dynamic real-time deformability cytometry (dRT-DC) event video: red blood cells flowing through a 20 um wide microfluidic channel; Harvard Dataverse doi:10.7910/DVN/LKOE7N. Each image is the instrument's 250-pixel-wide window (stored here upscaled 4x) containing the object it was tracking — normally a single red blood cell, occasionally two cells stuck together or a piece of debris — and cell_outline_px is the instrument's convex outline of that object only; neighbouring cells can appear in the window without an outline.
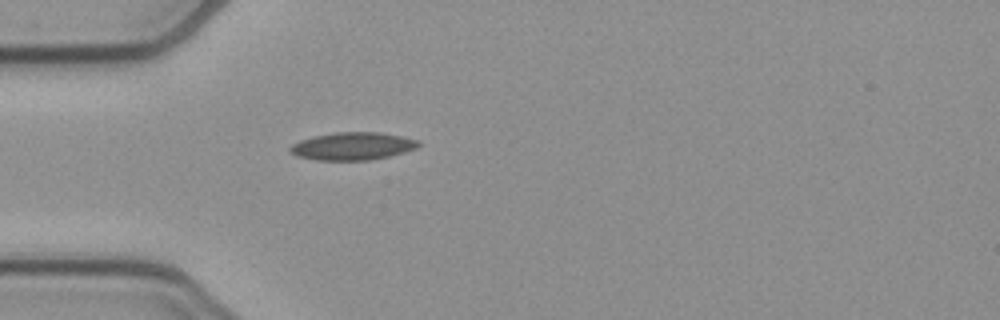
{"species": "common noctule bat (a hibernating species)", "species_latin": "Nyctalus noctula", "temperature_condition": "cold", "stored_images_in_passage": 38, "camera_frame_rate_fps": 3000, "um_per_image_px": 0.085, "animal": {"sex": "female", "body_mass_g": 21.9}, "frame": {"image": 1, "passage_image": 1, "time_ms": 0.0, "image_size_px": [1000, 320], "cell_outline_px": [[420, 144], [416, 148], [404, 152], [388, 156], [368, 160], [316, 160], [296, 156], [288, 152], [288, 148], [292, 144], [300, 140], [312, 136], [336, 132], [380, 132], [420, 140]], "centroid_in_image_um": [29.93, 12.42], "position_along_channel_um": 55.1, "area_um2": 20.81}}
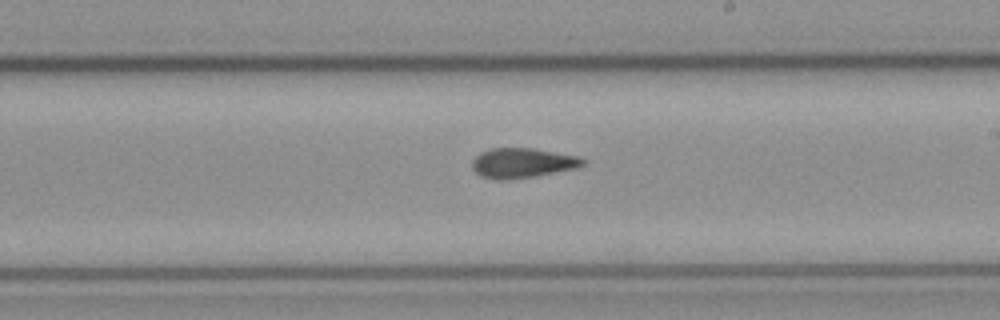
{"frame": {"image": 2, "passage_image": 16, "time_ms": 5.0, "image_size_px": [1000, 320], "cell_outline_px": [[584, 164], [576, 168], [536, 176], [504, 180], [496, 180], [480, 176], [472, 168], [472, 160], [480, 152], [492, 148], [532, 148], [576, 156], [584, 160]], "centroid_in_image_um": [44.35, 13.86], "position_along_channel_um": 244.7, "area_um2": 19.13}}
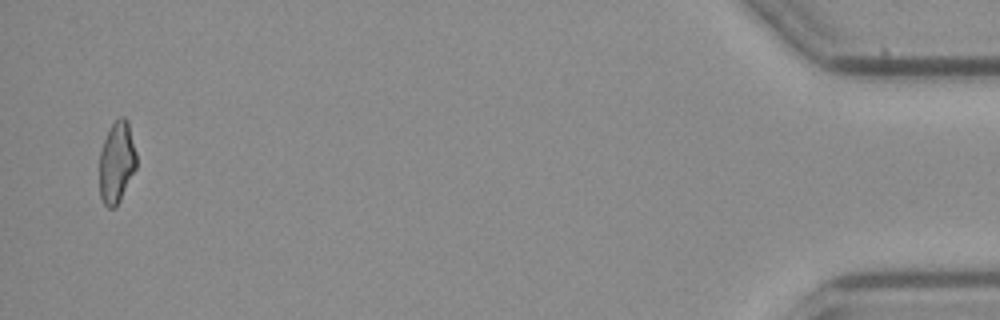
{"frame": {"image": 3, "passage_image": 37, "time_ms": 12.0, "image_size_px": [1000, 320], "cell_outline_px": [[136, 168], [116, 208], [108, 208], [104, 204], [100, 196], [100, 152], [104, 140], [112, 124], [120, 116], [124, 116], [128, 120], [136, 152]], "centroid_in_image_um": [9.93, 13.8], "position_along_channel_um": 425.3, "area_um2": 17.51}, "authors_computed_cell_mechanics": {"area_um2": 18.9873, "velocity_mm_per_s": 3.8879, "shape_relaxation_time_tau1_ms": null, "shape_relaxation_time_tau2_ms": 2.6711, "deformation_change_tau1": null, "deformation_change_tau2": 0.1024}}